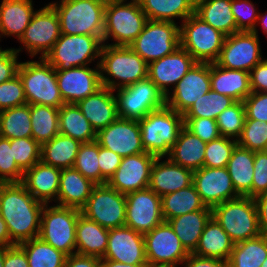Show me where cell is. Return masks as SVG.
I'll return each instance as SVG.
<instances>
[{"label": "cell", "instance_id": "36", "mask_svg": "<svg viewBox=\"0 0 267 267\" xmlns=\"http://www.w3.org/2000/svg\"><path fill=\"white\" fill-rule=\"evenodd\" d=\"M148 20L179 25L195 13V0H138ZM179 21V22H176Z\"/></svg>", "mask_w": 267, "mask_h": 267}, {"label": "cell", "instance_id": "45", "mask_svg": "<svg viewBox=\"0 0 267 267\" xmlns=\"http://www.w3.org/2000/svg\"><path fill=\"white\" fill-rule=\"evenodd\" d=\"M236 101L212 89L199 100H196L183 114V118H211L216 120L218 115Z\"/></svg>", "mask_w": 267, "mask_h": 267}, {"label": "cell", "instance_id": "7", "mask_svg": "<svg viewBox=\"0 0 267 267\" xmlns=\"http://www.w3.org/2000/svg\"><path fill=\"white\" fill-rule=\"evenodd\" d=\"M30 59L21 61L18 68L27 104L60 108L65 103L58 88L56 69L44 58Z\"/></svg>", "mask_w": 267, "mask_h": 267}, {"label": "cell", "instance_id": "50", "mask_svg": "<svg viewBox=\"0 0 267 267\" xmlns=\"http://www.w3.org/2000/svg\"><path fill=\"white\" fill-rule=\"evenodd\" d=\"M236 145V139L223 136L208 142L205 148L204 167H226Z\"/></svg>", "mask_w": 267, "mask_h": 267}, {"label": "cell", "instance_id": "30", "mask_svg": "<svg viewBox=\"0 0 267 267\" xmlns=\"http://www.w3.org/2000/svg\"><path fill=\"white\" fill-rule=\"evenodd\" d=\"M211 89L235 101L243 100L252 92L250 74L243 70H230L210 63Z\"/></svg>", "mask_w": 267, "mask_h": 267}, {"label": "cell", "instance_id": "27", "mask_svg": "<svg viewBox=\"0 0 267 267\" xmlns=\"http://www.w3.org/2000/svg\"><path fill=\"white\" fill-rule=\"evenodd\" d=\"M96 133L118 118L114 91L102 86L94 94L76 103Z\"/></svg>", "mask_w": 267, "mask_h": 267}, {"label": "cell", "instance_id": "15", "mask_svg": "<svg viewBox=\"0 0 267 267\" xmlns=\"http://www.w3.org/2000/svg\"><path fill=\"white\" fill-rule=\"evenodd\" d=\"M144 240L148 266L182 267L189 255L167 221L144 234Z\"/></svg>", "mask_w": 267, "mask_h": 267}, {"label": "cell", "instance_id": "46", "mask_svg": "<svg viewBox=\"0 0 267 267\" xmlns=\"http://www.w3.org/2000/svg\"><path fill=\"white\" fill-rule=\"evenodd\" d=\"M246 120L244 103L236 101L216 119L220 136L238 139Z\"/></svg>", "mask_w": 267, "mask_h": 267}, {"label": "cell", "instance_id": "5", "mask_svg": "<svg viewBox=\"0 0 267 267\" xmlns=\"http://www.w3.org/2000/svg\"><path fill=\"white\" fill-rule=\"evenodd\" d=\"M138 122L145 152L156 157H167L170 154L184 126L183 114L177 113L167 105L149 112Z\"/></svg>", "mask_w": 267, "mask_h": 267}, {"label": "cell", "instance_id": "21", "mask_svg": "<svg viewBox=\"0 0 267 267\" xmlns=\"http://www.w3.org/2000/svg\"><path fill=\"white\" fill-rule=\"evenodd\" d=\"M156 156L144 152L123 157L107 184L122 194L149 188L151 168Z\"/></svg>", "mask_w": 267, "mask_h": 267}, {"label": "cell", "instance_id": "38", "mask_svg": "<svg viewBox=\"0 0 267 267\" xmlns=\"http://www.w3.org/2000/svg\"><path fill=\"white\" fill-rule=\"evenodd\" d=\"M81 144L80 141L59 133L41 145V161L60 169L71 168Z\"/></svg>", "mask_w": 267, "mask_h": 267}, {"label": "cell", "instance_id": "3", "mask_svg": "<svg viewBox=\"0 0 267 267\" xmlns=\"http://www.w3.org/2000/svg\"><path fill=\"white\" fill-rule=\"evenodd\" d=\"M61 34L103 37L107 0H55Z\"/></svg>", "mask_w": 267, "mask_h": 267}, {"label": "cell", "instance_id": "63", "mask_svg": "<svg viewBox=\"0 0 267 267\" xmlns=\"http://www.w3.org/2000/svg\"><path fill=\"white\" fill-rule=\"evenodd\" d=\"M259 218V226L262 234L267 235V192L254 198Z\"/></svg>", "mask_w": 267, "mask_h": 267}, {"label": "cell", "instance_id": "20", "mask_svg": "<svg viewBox=\"0 0 267 267\" xmlns=\"http://www.w3.org/2000/svg\"><path fill=\"white\" fill-rule=\"evenodd\" d=\"M56 79L65 104H76L102 87L99 65L56 70Z\"/></svg>", "mask_w": 267, "mask_h": 267}, {"label": "cell", "instance_id": "12", "mask_svg": "<svg viewBox=\"0 0 267 267\" xmlns=\"http://www.w3.org/2000/svg\"><path fill=\"white\" fill-rule=\"evenodd\" d=\"M129 46L149 64L180 47V25L170 21L148 20L143 31Z\"/></svg>", "mask_w": 267, "mask_h": 267}, {"label": "cell", "instance_id": "23", "mask_svg": "<svg viewBox=\"0 0 267 267\" xmlns=\"http://www.w3.org/2000/svg\"><path fill=\"white\" fill-rule=\"evenodd\" d=\"M197 61L183 48L148 64V78L166 97Z\"/></svg>", "mask_w": 267, "mask_h": 267}, {"label": "cell", "instance_id": "22", "mask_svg": "<svg viewBox=\"0 0 267 267\" xmlns=\"http://www.w3.org/2000/svg\"><path fill=\"white\" fill-rule=\"evenodd\" d=\"M193 184L206 207L238 198L227 168L202 167L193 173Z\"/></svg>", "mask_w": 267, "mask_h": 267}, {"label": "cell", "instance_id": "18", "mask_svg": "<svg viewBox=\"0 0 267 267\" xmlns=\"http://www.w3.org/2000/svg\"><path fill=\"white\" fill-rule=\"evenodd\" d=\"M210 90V63L196 62L166 96V105L177 113L184 114Z\"/></svg>", "mask_w": 267, "mask_h": 267}, {"label": "cell", "instance_id": "14", "mask_svg": "<svg viewBox=\"0 0 267 267\" xmlns=\"http://www.w3.org/2000/svg\"><path fill=\"white\" fill-rule=\"evenodd\" d=\"M81 214L106 229L125 226L126 195L108 184L96 185Z\"/></svg>", "mask_w": 267, "mask_h": 267}, {"label": "cell", "instance_id": "33", "mask_svg": "<svg viewBox=\"0 0 267 267\" xmlns=\"http://www.w3.org/2000/svg\"><path fill=\"white\" fill-rule=\"evenodd\" d=\"M235 243L211 217L206 223L196 249L192 252L201 257L217 258L227 261Z\"/></svg>", "mask_w": 267, "mask_h": 267}, {"label": "cell", "instance_id": "26", "mask_svg": "<svg viewBox=\"0 0 267 267\" xmlns=\"http://www.w3.org/2000/svg\"><path fill=\"white\" fill-rule=\"evenodd\" d=\"M61 169L41 160L26 170L22 184L33 197L44 204H56Z\"/></svg>", "mask_w": 267, "mask_h": 267}, {"label": "cell", "instance_id": "41", "mask_svg": "<svg viewBox=\"0 0 267 267\" xmlns=\"http://www.w3.org/2000/svg\"><path fill=\"white\" fill-rule=\"evenodd\" d=\"M267 258V235L238 242L227 260V267H261Z\"/></svg>", "mask_w": 267, "mask_h": 267}, {"label": "cell", "instance_id": "61", "mask_svg": "<svg viewBox=\"0 0 267 267\" xmlns=\"http://www.w3.org/2000/svg\"><path fill=\"white\" fill-rule=\"evenodd\" d=\"M182 267H227V261L217 258L201 257L194 253H189Z\"/></svg>", "mask_w": 267, "mask_h": 267}, {"label": "cell", "instance_id": "9", "mask_svg": "<svg viewBox=\"0 0 267 267\" xmlns=\"http://www.w3.org/2000/svg\"><path fill=\"white\" fill-rule=\"evenodd\" d=\"M80 214L81 210L76 208L45 204L39 237L67 256L76 253V223Z\"/></svg>", "mask_w": 267, "mask_h": 267}, {"label": "cell", "instance_id": "49", "mask_svg": "<svg viewBox=\"0 0 267 267\" xmlns=\"http://www.w3.org/2000/svg\"><path fill=\"white\" fill-rule=\"evenodd\" d=\"M237 144L253 152L267 151V123L246 119Z\"/></svg>", "mask_w": 267, "mask_h": 267}, {"label": "cell", "instance_id": "19", "mask_svg": "<svg viewBox=\"0 0 267 267\" xmlns=\"http://www.w3.org/2000/svg\"><path fill=\"white\" fill-rule=\"evenodd\" d=\"M99 146L115 152L122 158L145 152L138 120L117 118L96 133Z\"/></svg>", "mask_w": 267, "mask_h": 267}, {"label": "cell", "instance_id": "42", "mask_svg": "<svg viewBox=\"0 0 267 267\" xmlns=\"http://www.w3.org/2000/svg\"><path fill=\"white\" fill-rule=\"evenodd\" d=\"M32 138L40 145L59 134V108L46 105H30Z\"/></svg>", "mask_w": 267, "mask_h": 267}, {"label": "cell", "instance_id": "4", "mask_svg": "<svg viewBox=\"0 0 267 267\" xmlns=\"http://www.w3.org/2000/svg\"><path fill=\"white\" fill-rule=\"evenodd\" d=\"M147 21L138 0H107L103 44L129 46L143 31Z\"/></svg>", "mask_w": 267, "mask_h": 267}, {"label": "cell", "instance_id": "59", "mask_svg": "<svg viewBox=\"0 0 267 267\" xmlns=\"http://www.w3.org/2000/svg\"><path fill=\"white\" fill-rule=\"evenodd\" d=\"M267 57L253 67L250 74L252 92H267Z\"/></svg>", "mask_w": 267, "mask_h": 267}, {"label": "cell", "instance_id": "52", "mask_svg": "<svg viewBox=\"0 0 267 267\" xmlns=\"http://www.w3.org/2000/svg\"><path fill=\"white\" fill-rule=\"evenodd\" d=\"M23 175L13 157L10 139L0 136V180L3 183L22 182Z\"/></svg>", "mask_w": 267, "mask_h": 267}, {"label": "cell", "instance_id": "34", "mask_svg": "<svg viewBox=\"0 0 267 267\" xmlns=\"http://www.w3.org/2000/svg\"><path fill=\"white\" fill-rule=\"evenodd\" d=\"M212 217V209H202L167 220L185 249L192 253L199 242L206 223Z\"/></svg>", "mask_w": 267, "mask_h": 267}, {"label": "cell", "instance_id": "40", "mask_svg": "<svg viewBox=\"0 0 267 267\" xmlns=\"http://www.w3.org/2000/svg\"><path fill=\"white\" fill-rule=\"evenodd\" d=\"M59 133L81 143L96 140V131L76 104H63L59 108Z\"/></svg>", "mask_w": 267, "mask_h": 267}, {"label": "cell", "instance_id": "11", "mask_svg": "<svg viewBox=\"0 0 267 267\" xmlns=\"http://www.w3.org/2000/svg\"><path fill=\"white\" fill-rule=\"evenodd\" d=\"M226 35L204 22L195 13L180 24V46L197 62L214 63Z\"/></svg>", "mask_w": 267, "mask_h": 267}, {"label": "cell", "instance_id": "31", "mask_svg": "<svg viewBox=\"0 0 267 267\" xmlns=\"http://www.w3.org/2000/svg\"><path fill=\"white\" fill-rule=\"evenodd\" d=\"M206 144L183 126L167 157L173 163L195 171L204 166Z\"/></svg>", "mask_w": 267, "mask_h": 267}, {"label": "cell", "instance_id": "51", "mask_svg": "<svg viewBox=\"0 0 267 267\" xmlns=\"http://www.w3.org/2000/svg\"><path fill=\"white\" fill-rule=\"evenodd\" d=\"M257 5L251 0H231V11L236 21L237 32L253 31L259 10H262Z\"/></svg>", "mask_w": 267, "mask_h": 267}, {"label": "cell", "instance_id": "28", "mask_svg": "<svg viewBox=\"0 0 267 267\" xmlns=\"http://www.w3.org/2000/svg\"><path fill=\"white\" fill-rule=\"evenodd\" d=\"M0 2V42L8 37L19 41L37 10L34 2L33 0H1Z\"/></svg>", "mask_w": 267, "mask_h": 267}, {"label": "cell", "instance_id": "64", "mask_svg": "<svg viewBox=\"0 0 267 267\" xmlns=\"http://www.w3.org/2000/svg\"><path fill=\"white\" fill-rule=\"evenodd\" d=\"M15 245L10 238V233L4 219L0 215V246L9 247Z\"/></svg>", "mask_w": 267, "mask_h": 267}, {"label": "cell", "instance_id": "10", "mask_svg": "<svg viewBox=\"0 0 267 267\" xmlns=\"http://www.w3.org/2000/svg\"><path fill=\"white\" fill-rule=\"evenodd\" d=\"M61 36V27L55 9L49 4L37 8L31 22L18 41L19 47L13 49L19 54L25 53L30 58H44ZM39 55V56H38Z\"/></svg>", "mask_w": 267, "mask_h": 267}, {"label": "cell", "instance_id": "54", "mask_svg": "<svg viewBox=\"0 0 267 267\" xmlns=\"http://www.w3.org/2000/svg\"><path fill=\"white\" fill-rule=\"evenodd\" d=\"M184 126L199 137L202 141L208 143L220 137L216 120L211 118H183Z\"/></svg>", "mask_w": 267, "mask_h": 267}, {"label": "cell", "instance_id": "66", "mask_svg": "<svg viewBox=\"0 0 267 267\" xmlns=\"http://www.w3.org/2000/svg\"><path fill=\"white\" fill-rule=\"evenodd\" d=\"M148 264H126V263H120L113 260L108 259H101L100 261V267H146Z\"/></svg>", "mask_w": 267, "mask_h": 267}, {"label": "cell", "instance_id": "35", "mask_svg": "<svg viewBox=\"0 0 267 267\" xmlns=\"http://www.w3.org/2000/svg\"><path fill=\"white\" fill-rule=\"evenodd\" d=\"M253 167L254 152L237 144L226 168L233 186L240 196L252 198Z\"/></svg>", "mask_w": 267, "mask_h": 267}, {"label": "cell", "instance_id": "57", "mask_svg": "<svg viewBox=\"0 0 267 267\" xmlns=\"http://www.w3.org/2000/svg\"><path fill=\"white\" fill-rule=\"evenodd\" d=\"M19 56L13 47H0V84L18 75V68L21 63Z\"/></svg>", "mask_w": 267, "mask_h": 267}, {"label": "cell", "instance_id": "67", "mask_svg": "<svg viewBox=\"0 0 267 267\" xmlns=\"http://www.w3.org/2000/svg\"><path fill=\"white\" fill-rule=\"evenodd\" d=\"M5 247L0 246V267H4Z\"/></svg>", "mask_w": 267, "mask_h": 267}, {"label": "cell", "instance_id": "25", "mask_svg": "<svg viewBox=\"0 0 267 267\" xmlns=\"http://www.w3.org/2000/svg\"><path fill=\"white\" fill-rule=\"evenodd\" d=\"M193 173L168 157H156L151 168L149 188L159 196L173 193L192 185Z\"/></svg>", "mask_w": 267, "mask_h": 267}, {"label": "cell", "instance_id": "62", "mask_svg": "<svg viewBox=\"0 0 267 267\" xmlns=\"http://www.w3.org/2000/svg\"><path fill=\"white\" fill-rule=\"evenodd\" d=\"M101 258L74 253L66 257L64 267H100Z\"/></svg>", "mask_w": 267, "mask_h": 267}, {"label": "cell", "instance_id": "48", "mask_svg": "<svg viewBox=\"0 0 267 267\" xmlns=\"http://www.w3.org/2000/svg\"><path fill=\"white\" fill-rule=\"evenodd\" d=\"M17 166L25 172L41 160V145L32 137L10 139Z\"/></svg>", "mask_w": 267, "mask_h": 267}, {"label": "cell", "instance_id": "65", "mask_svg": "<svg viewBox=\"0 0 267 267\" xmlns=\"http://www.w3.org/2000/svg\"><path fill=\"white\" fill-rule=\"evenodd\" d=\"M260 29L263 32L264 37L266 36V38H267V10L264 13L259 11L257 23H256L255 28L253 29L252 32L259 36L260 33L258 31Z\"/></svg>", "mask_w": 267, "mask_h": 267}, {"label": "cell", "instance_id": "58", "mask_svg": "<svg viewBox=\"0 0 267 267\" xmlns=\"http://www.w3.org/2000/svg\"><path fill=\"white\" fill-rule=\"evenodd\" d=\"M122 157L115 152L99 146L98 164L100 168V185L107 184L121 164Z\"/></svg>", "mask_w": 267, "mask_h": 267}, {"label": "cell", "instance_id": "8", "mask_svg": "<svg viewBox=\"0 0 267 267\" xmlns=\"http://www.w3.org/2000/svg\"><path fill=\"white\" fill-rule=\"evenodd\" d=\"M103 37L61 34L44 59L56 70L99 65Z\"/></svg>", "mask_w": 267, "mask_h": 267}, {"label": "cell", "instance_id": "24", "mask_svg": "<svg viewBox=\"0 0 267 267\" xmlns=\"http://www.w3.org/2000/svg\"><path fill=\"white\" fill-rule=\"evenodd\" d=\"M101 259L126 264H147L144 235L127 226L109 229L108 245Z\"/></svg>", "mask_w": 267, "mask_h": 267}, {"label": "cell", "instance_id": "53", "mask_svg": "<svg viewBox=\"0 0 267 267\" xmlns=\"http://www.w3.org/2000/svg\"><path fill=\"white\" fill-rule=\"evenodd\" d=\"M25 104L27 100L19 75L0 84V111Z\"/></svg>", "mask_w": 267, "mask_h": 267}, {"label": "cell", "instance_id": "43", "mask_svg": "<svg viewBox=\"0 0 267 267\" xmlns=\"http://www.w3.org/2000/svg\"><path fill=\"white\" fill-rule=\"evenodd\" d=\"M1 136L8 139L32 137L30 105L0 111Z\"/></svg>", "mask_w": 267, "mask_h": 267}, {"label": "cell", "instance_id": "37", "mask_svg": "<svg viewBox=\"0 0 267 267\" xmlns=\"http://www.w3.org/2000/svg\"><path fill=\"white\" fill-rule=\"evenodd\" d=\"M195 14L226 36L237 32L231 0H195Z\"/></svg>", "mask_w": 267, "mask_h": 267}, {"label": "cell", "instance_id": "17", "mask_svg": "<svg viewBox=\"0 0 267 267\" xmlns=\"http://www.w3.org/2000/svg\"><path fill=\"white\" fill-rule=\"evenodd\" d=\"M164 221L161 196L150 188L126 194L125 226L146 234Z\"/></svg>", "mask_w": 267, "mask_h": 267}, {"label": "cell", "instance_id": "16", "mask_svg": "<svg viewBox=\"0 0 267 267\" xmlns=\"http://www.w3.org/2000/svg\"><path fill=\"white\" fill-rule=\"evenodd\" d=\"M260 37L252 31H239L226 36L214 63L226 69L250 72L264 59Z\"/></svg>", "mask_w": 267, "mask_h": 267}, {"label": "cell", "instance_id": "56", "mask_svg": "<svg viewBox=\"0 0 267 267\" xmlns=\"http://www.w3.org/2000/svg\"><path fill=\"white\" fill-rule=\"evenodd\" d=\"M252 198L267 192V151L254 152Z\"/></svg>", "mask_w": 267, "mask_h": 267}, {"label": "cell", "instance_id": "55", "mask_svg": "<svg viewBox=\"0 0 267 267\" xmlns=\"http://www.w3.org/2000/svg\"><path fill=\"white\" fill-rule=\"evenodd\" d=\"M246 119L267 123V92H251L244 100Z\"/></svg>", "mask_w": 267, "mask_h": 267}, {"label": "cell", "instance_id": "6", "mask_svg": "<svg viewBox=\"0 0 267 267\" xmlns=\"http://www.w3.org/2000/svg\"><path fill=\"white\" fill-rule=\"evenodd\" d=\"M212 217L235 244L262 234L254 198L239 196L223 202L212 208Z\"/></svg>", "mask_w": 267, "mask_h": 267}, {"label": "cell", "instance_id": "47", "mask_svg": "<svg viewBox=\"0 0 267 267\" xmlns=\"http://www.w3.org/2000/svg\"><path fill=\"white\" fill-rule=\"evenodd\" d=\"M98 154L99 144L96 140L82 143L73 166L85 178L91 180L96 185H100Z\"/></svg>", "mask_w": 267, "mask_h": 267}, {"label": "cell", "instance_id": "32", "mask_svg": "<svg viewBox=\"0 0 267 267\" xmlns=\"http://www.w3.org/2000/svg\"><path fill=\"white\" fill-rule=\"evenodd\" d=\"M109 229L80 214L76 223V253L103 258L108 245Z\"/></svg>", "mask_w": 267, "mask_h": 267}, {"label": "cell", "instance_id": "29", "mask_svg": "<svg viewBox=\"0 0 267 267\" xmlns=\"http://www.w3.org/2000/svg\"><path fill=\"white\" fill-rule=\"evenodd\" d=\"M95 186L74 167L61 169L56 205L81 210Z\"/></svg>", "mask_w": 267, "mask_h": 267}, {"label": "cell", "instance_id": "13", "mask_svg": "<svg viewBox=\"0 0 267 267\" xmlns=\"http://www.w3.org/2000/svg\"><path fill=\"white\" fill-rule=\"evenodd\" d=\"M117 113L123 119H143L166 105V97L149 78L114 90Z\"/></svg>", "mask_w": 267, "mask_h": 267}, {"label": "cell", "instance_id": "44", "mask_svg": "<svg viewBox=\"0 0 267 267\" xmlns=\"http://www.w3.org/2000/svg\"><path fill=\"white\" fill-rule=\"evenodd\" d=\"M25 251L29 267H64L67 255L40 237L19 244Z\"/></svg>", "mask_w": 267, "mask_h": 267}, {"label": "cell", "instance_id": "68", "mask_svg": "<svg viewBox=\"0 0 267 267\" xmlns=\"http://www.w3.org/2000/svg\"><path fill=\"white\" fill-rule=\"evenodd\" d=\"M261 267H267V258H266V260L262 263Z\"/></svg>", "mask_w": 267, "mask_h": 267}, {"label": "cell", "instance_id": "1", "mask_svg": "<svg viewBox=\"0 0 267 267\" xmlns=\"http://www.w3.org/2000/svg\"><path fill=\"white\" fill-rule=\"evenodd\" d=\"M44 205L21 182L0 184V215L14 244L39 237Z\"/></svg>", "mask_w": 267, "mask_h": 267}, {"label": "cell", "instance_id": "39", "mask_svg": "<svg viewBox=\"0 0 267 267\" xmlns=\"http://www.w3.org/2000/svg\"><path fill=\"white\" fill-rule=\"evenodd\" d=\"M161 207L164 221L197 210L211 209L203 203L194 184L161 196Z\"/></svg>", "mask_w": 267, "mask_h": 267}, {"label": "cell", "instance_id": "60", "mask_svg": "<svg viewBox=\"0 0 267 267\" xmlns=\"http://www.w3.org/2000/svg\"><path fill=\"white\" fill-rule=\"evenodd\" d=\"M4 267H29L26 253L19 244L5 247Z\"/></svg>", "mask_w": 267, "mask_h": 267}, {"label": "cell", "instance_id": "2", "mask_svg": "<svg viewBox=\"0 0 267 267\" xmlns=\"http://www.w3.org/2000/svg\"><path fill=\"white\" fill-rule=\"evenodd\" d=\"M99 66L102 86L113 91L148 78V63L130 46L103 44Z\"/></svg>", "mask_w": 267, "mask_h": 267}]
</instances>
